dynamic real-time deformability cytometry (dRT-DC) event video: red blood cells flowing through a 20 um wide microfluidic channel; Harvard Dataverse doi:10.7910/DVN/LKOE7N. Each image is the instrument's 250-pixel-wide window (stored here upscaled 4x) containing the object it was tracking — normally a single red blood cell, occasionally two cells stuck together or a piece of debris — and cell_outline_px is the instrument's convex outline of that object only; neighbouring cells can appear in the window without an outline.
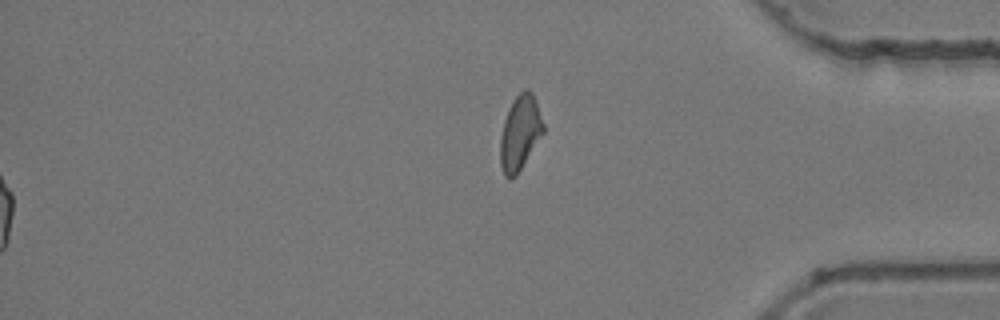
{"species": "common noctule bat (a hibernating species)", "species_latin": "Nyctalus noctula", "temperature_condition": "room temperature", "stored_images_in_passage": 55, "segment_of_instrument_passage": [2, 2], "camera_frame_rate_fps": 3000, "um_per_image_px": 0.085, "animal": {"sex": "female", "body_mass_g": 24.6, "forearm_length_mm": 56.2}, "frame": {"image": 1, "passage_image": 55, "time_ms": 18.0, "image_size_px": [1000, 320], "cell_outline_px": [[544, 132], [516, 176], [508, 180], [504, 176], [500, 164], [500, 136], [504, 120], [508, 108], [512, 100], [524, 88], [528, 88], [532, 92], [544, 124]], "centroid_in_image_um": [44.18, 11.29], "position_along_channel_um": 391.0, "area_um2": 18.84}}